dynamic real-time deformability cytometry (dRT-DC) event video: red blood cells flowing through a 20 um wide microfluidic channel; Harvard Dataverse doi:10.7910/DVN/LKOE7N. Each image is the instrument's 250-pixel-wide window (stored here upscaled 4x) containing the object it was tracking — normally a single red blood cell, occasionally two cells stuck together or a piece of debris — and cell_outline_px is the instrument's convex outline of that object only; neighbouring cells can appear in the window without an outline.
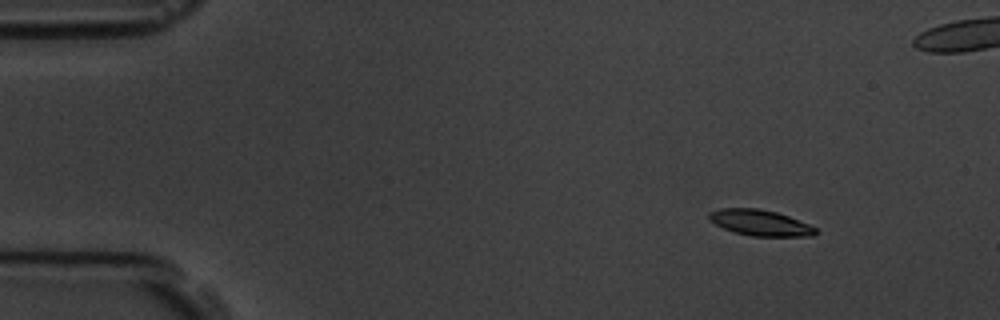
{"species": "common noctule bat (a hibernating species)", "species_latin": "Nyctalus noctula", "temperature_condition": "room temperature", "stored_images_in_passage": 5, "camera_frame_rate_fps": 3000, "um_per_image_px": 0.085, "animal": {"sex": "male", "body_mass_g": 19.5, "forearm_length_mm": 54.6}, "frame": {"image": 1, "passage_image": 2, "time_ms": 2.0, "image_size_px": [1000, 320], "cell_outline_px": [[816, 232], [812, 236], [752, 236], [736, 232], [724, 228], [708, 220], [708, 212], [720, 208], [756, 208], [776, 212], [788, 216], [808, 224], [816, 228]], "centroid_in_image_um": [64.57, 18.92], "position_along_channel_um": 20.4, "area_um2": 15.9}}